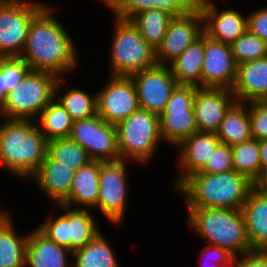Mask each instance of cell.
I'll use <instances>...</instances> for the list:
<instances>
[{
  "mask_svg": "<svg viewBox=\"0 0 267 267\" xmlns=\"http://www.w3.org/2000/svg\"><path fill=\"white\" fill-rule=\"evenodd\" d=\"M54 5L47 3L33 18L20 57L28 63L31 70L69 77L79 69L80 57L76 50L79 47L67 31L68 27L55 16L57 5Z\"/></svg>",
  "mask_w": 267,
  "mask_h": 267,
  "instance_id": "obj_1",
  "label": "cell"
},
{
  "mask_svg": "<svg viewBox=\"0 0 267 267\" xmlns=\"http://www.w3.org/2000/svg\"><path fill=\"white\" fill-rule=\"evenodd\" d=\"M48 140L35 120L0 117V168L18 178L29 180L47 156Z\"/></svg>",
  "mask_w": 267,
  "mask_h": 267,
  "instance_id": "obj_2",
  "label": "cell"
},
{
  "mask_svg": "<svg viewBox=\"0 0 267 267\" xmlns=\"http://www.w3.org/2000/svg\"><path fill=\"white\" fill-rule=\"evenodd\" d=\"M253 187L247 177L232 170L219 174L194 173L174 191L183 196L184 208L242 209Z\"/></svg>",
  "mask_w": 267,
  "mask_h": 267,
  "instance_id": "obj_3",
  "label": "cell"
},
{
  "mask_svg": "<svg viewBox=\"0 0 267 267\" xmlns=\"http://www.w3.org/2000/svg\"><path fill=\"white\" fill-rule=\"evenodd\" d=\"M193 236L227 249L234 256L251 250L242 209L185 208Z\"/></svg>",
  "mask_w": 267,
  "mask_h": 267,
  "instance_id": "obj_4",
  "label": "cell"
},
{
  "mask_svg": "<svg viewBox=\"0 0 267 267\" xmlns=\"http://www.w3.org/2000/svg\"><path fill=\"white\" fill-rule=\"evenodd\" d=\"M114 29L110 38L109 76H126L157 65L156 49L140 35L131 20H124L114 14Z\"/></svg>",
  "mask_w": 267,
  "mask_h": 267,
  "instance_id": "obj_5",
  "label": "cell"
},
{
  "mask_svg": "<svg viewBox=\"0 0 267 267\" xmlns=\"http://www.w3.org/2000/svg\"><path fill=\"white\" fill-rule=\"evenodd\" d=\"M116 129L120 159L134 162L139 166L153 162L160 143L163 144L159 115L139 107L118 123Z\"/></svg>",
  "mask_w": 267,
  "mask_h": 267,
  "instance_id": "obj_6",
  "label": "cell"
},
{
  "mask_svg": "<svg viewBox=\"0 0 267 267\" xmlns=\"http://www.w3.org/2000/svg\"><path fill=\"white\" fill-rule=\"evenodd\" d=\"M52 211L53 215L48 214V217L35 227L48 239L72 252L83 248L102 230L98 220L94 218L95 215H92L93 210L57 204L53 205Z\"/></svg>",
  "mask_w": 267,
  "mask_h": 267,
  "instance_id": "obj_7",
  "label": "cell"
},
{
  "mask_svg": "<svg viewBox=\"0 0 267 267\" xmlns=\"http://www.w3.org/2000/svg\"><path fill=\"white\" fill-rule=\"evenodd\" d=\"M58 79V76L50 72L30 70L23 80L8 92L0 117L36 120L55 98Z\"/></svg>",
  "mask_w": 267,
  "mask_h": 267,
  "instance_id": "obj_8",
  "label": "cell"
},
{
  "mask_svg": "<svg viewBox=\"0 0 267 267\" xmlns=\"http://www.w3.org/2000/svg\"><path fill=\"white\" fill-rule=\"evenodd\" d=\"M133 163L124 159L100 161L97 210L114 225L113 227L123 226V222L126 221L124 219L128 212L129 183H131L128 180L127 168Z\"/></svg>",
  "mask_w": 267,
  "mask_h": 267,
  "instance_id": "obj_9",
  "label": "cell"
},
{
  "mask_svg": "<svg viewBox=\"0 0 267 267\" xmlns=\"http://www.w3.org/2000/svg\"><path fill=\"white\" fill-rule=\"evenodd\" d=\"M43 1L0 0V57L21 56L33 18Z\"/></svg>",
  "mask_w": 267,
  "mask_h": 267,
  "instance_id": "obj_10",
  "label": "cell"
},
{
  "mask_svg": "<svg viewBox=\"0 0 267 267\" xmlns=\"http://www.w3.org/2000/svg\"><path fill=\"white\" fill-rule=\"evenodd\" d=\"M195 85L178 84L172 91L164 111L159 115L163 143L176 148L183 140L198 132L193 103Z\"/></svg>",
  "mask_w": 267,
  "mask_h": 267,
  "instance_id": "obj_11",
  "label": "cell"
},
{
  "mask_svg": "<svg viewBox=\"0 0 267 267\" xmlns=\"http://www.w3.org/2000/svg\"><path fill=\"white\" fill-rule=\"evenodd\" d=\"M69 138L86 150L92 160L120 159L116 125L106 122L98 114L73 121Z\"/></svg>",
  "mask_w": 267,
  "mask_h": 267,
  "instance_id": "obj_12",
  "label": "cell"
},
{
  "mask_svg": "<svg viewBox=\"0 0 267 267\" xmlns=\"http://www.w3.org/2000/svg\"><path fill=\"white\" fill-rule=\"evenodd\" d=\"M97 93V114L117 125L139 108L138 95L131 77L108 76Z\"/></svg>",
  "mask_w": 267,
  "mask_h": 267,
  "instance_id": "obj_13",
  "label": "cell"
},
{
  "mask_svg": "<svg viewBox=\"0 0 267 267\" xmlns=\"http://www.w3.org/2000/svg\"><path fill=\"white\" fill-rule=\"evenodd\" d=\"M203 33V16L198 6L186 15L173 17L156 48L157 64L169 66Z\"/></svg>",
  "mask_w": 267,
  "mask_h": 267,
  "instance_id": "obj_14",
  "label": "cell"
},
{
  "mask_svg": "<svg viewBox=\"0 0 267 267\" xmlns=\"http://www.w3.org/2000/svg\"><path fill=\"white\" fill-rule=\"evenodd\" d=\"M135 84L139 107L160 115L178 85L170 66L156 65L130 76Z\"/></svg>",
  "mask_w": 267,
  "mask_h": 267,
  "instance_id": "obj_15",
  "label": "cell"
},
{
  "mask_svg": "<svg viewBox=\"0 0 267 267\" xmlns=\"http://www.w3.org/2000/svg\"><path fill=\"white\" fill-rule=\"evenodd\" d=\"M237 65L230 44L212 40L205 35L201 88L231 90L236 80Z\"/></svg>",
  "mask_w": 267,
  "mask_h": 267,
  "instance_id": "obj_16",
  "label": "cell"
},
{
  "mask_svg": "<svg viewBox=\"0 0 267 267\" xmlns=\"http://www.w3.org/2000/svg\"><path fill=\"white\" fill-rule=\"evenodd\" d=\"M215 0H198L197 6L203 16V32L210 39L232 44L247 28V15L240 10H220Z\"/></svg>",
  "mask_w": 267,
  "mask_h": 267,
  "instance_id": "obj_17",
  "label": "cell"
},
{
  "mask_svg": "<svg viewBox=\"0 0 267 267\" xmlns=\"http://www.w3.org/2000/svg\"><path fill=\"white\" fill-rule=\"evenodd\" d=\"M220 143L215 132H196L183 140L175 149L176 177L172 179L171 187L175 190L185 179L198 172L210 158L215 147Z\"/></svg>",
  "mask_w": 267,
  "mask_h": 267,
  "instance_id": "obj_18",
  "label": "cell"
},
{
  "mask_svg": "<svg viewBox=\"0 0 267 267\" xmlns=\"http://www.w3.org/2000/svg\"><path fill=\"white\" fill-rule=\"evenodd\" d=\"M236 101L230 89L198 87L193 103L198 131L216 133L227 111Z\"/></svg>",
  "mask_w": 267,
  "mask_h": 267,
  "instance_id": "obj_19",
  "label": "cell"
},
{
  "mask_svg": "<svg viewBox=\"0 0 267 267\" xmlns=\"http://www.w3.org/2000/svg\"><path fill=\"white\" fill-rule=\"evenodd\" d=\"M74 174L75 171L70 167L59 165V162L46 156L37 173L29 181L34 182V186L49 199L50 204L57 205L69 197Z\"/></svg>",
  "mask_w": 267,
  "mask_h": 267,
  "instance_id": "obj_20",
  "label": "cell"
},
{
  "mask_svg": "<svg viewBox=\"0 0 267 267\" xmlns=\"http://www.w3.org/2000/svg\"><path fill=\"white\" fill-rule=\"evenodd\" d=\"M231 91L239 102L267 100V57L238 64Z\"/></svg>",
  "mask_w": 267,
  "mask_h": 267,
  "instance_id": "obj_21",
  "label": "cell"
},
{
  "mask_svg": "<svg viewBox=\"0 0 267 267\" xmlns=\"http://www.w3.org/2000/svg\"><path fill=\"white\" fill-rule=\"evenodd\" d=\"M31 231L28 232L25 267H70L73 264L70 249L48 239L37 228Z\"/></svg>",
  "mask_w": 267,
  "mask_h": 267,
  "instance_id": "obj_22",
  "label": "cell"
},
{
  "mask_svg": "<svg viewBox=\"0 0 267 267\" xmlns=\"http://www.w3.org/2000/svg\"><path fill=\"white\" fill-rule=\"evenodd\" d=\"M246 234L252 251H267V194L253 187L243 204Z\"/></svg>",
  "mask_w": 267,
  "mask_h": 267,
  "instance_id": "obj_23",
  "label": "cell"
},
{
  "mask_svg": "<svg viewBox=\"0 0 267 267\" xmlns=\"http://www.w3.org/2000/svg\"><path fill=\"white\" fill-rule=\"evenodd\" d=\"M100 161L92 160L75 172L69 197L63 205L97 211ZM95 209V210H94Z\"/></svg>",
  "mask_w": 267,
  "mask_h": 267,
  "instance_id": "obj_24",
  "label": "cell"
},
{
  "mask_svg": "<svg viewBox=\"0 0 267 267\" xmlns=\"http://www.w3.org/2000/svg\"><path fill=\"white\" fill-rule=\"evenodd\" d=\"M9 209L0 208V267H25L27 234H18Z\"/></svg>",
  "mask_w": 267,
  "mask_h": 267,
  "instance_id": "obj_25",
  "label": "cell"
},
{
  "mask_svg": "<svg viewBox=\"0 0 267 267\" xmlns=\"http://www.w3.org/2000/svg\"><path fill=\"white\" fill-rule=\"evenodd\" d=\"M67 77H59L56 88L55 98L62 104L70 114L73 121L91 118L97 114V93L90 94L80 87L72 88L65 84ZM66 86V87H65ZM68 87V88H67Z\"/></svg>",
  "mask_w": 267,
  "mask_h": 267,
  "instance_id": "obj_26",
  "label": "cell"
},
{
  "mask_svg": "<svg viewBox=\"0 0 267 267\" xmlns=\"http://www.w3.org/2000/svg\"><path fill=\"white\" fill-rule=\"evenodd\" d=\"M205 54V34L196 39L169 66L178 84L201 88V72Z\"/></svg>",
  "mask_w": 267,
  "mask_h": 267,
  "instance_id": "obj_27",
  "label": "cell"
},
{
  "mask_svg": "<svg viewBox=\"0 0 267 267\" xmlns=\"http://www.w3.org/2000/svg\"><path fill=\"white\" fill-rule=\"evenodd\" d=\"M102 230L83 248L73 252L72 267H121L111 242Z\"/></svg>",
  "mask_w": 267,
  "mask_h": 267,
  "instance_id": "obj_28",
  "label": "cell"
},
{
  "mask_svg": "<svg viewBox=\"0 0 267 267\" xmlns=\"http://www.w3.org/2000/svg\"><path fill=\"white\" fill-rule=\"evenodd\" d=\"M219 141L230 146L252 138L249 102L236 101L227 111L225 118L216 131Z\"/></svg>",
  "mask_w": 267,
  "mask_h": 267,
  "instance_id": "obj_29",
  "label": "cell"
},
{
  "mask_svg": "<svg viewBox=\"0 0 267 267\" xmlns=\"http://www.w3.org/2000/svg\"><path fill=\"white\" fill-rule=\"evenodd\" d=\"M35 121L48 141L69 138L73 126L70 114L56 98L43 109Z\"/></svg>",
  "mask_w": 267,
  "mask_h": 267,
  "instance_id": "obj_30",
  "label": "cell"
},
{
  "mask_svg": "<svg viewBox=\"0 0 267 267\" xmlns=\"http://www.w3.org/2000/svg\"><path fill=\"white\" fill-rule=\"evenodd\" d=\"M231 147L234 170L254 183L262 171L259 140L251 138Z\"/></svg>",
  "mask_w": 267,
  "mask_h": 267,
  "instance_id": "obj_31",
  "label": "cell"
},
{
  "mask_svg": "<svg viewBox=\"0 0 267 267\" xmlns=\"http://www.w3.org/2000/svg\"><path fill=\"white\" fill-rule=\"evenodd\" d=\"M47 156L52 161L70 167L75 172L92 161L86 150L70 138L48 141Z\"/></svg>",
  "mask_w": 267,
  "mask_h": 267,
  "instance_id": "obj_32",
  "label": "cell"
},
{
  "mask_svg": "<svg viewBox=\"0 0 267 267\" xmlns=\"http://www.w3.org/2000/svg\"><path fill=\"white\" fill-rule=\"evenodd\" d=\"M172 18L166 12L150 9L135 15L131 22L138 28L141 37L156 49L161 44Z\"/></svg>",
  "mask_w": 267,
  "mask_h": 267,
  "instance_id": "obj_33",
  "label": "cell"
},
{
  "mask_svg": "<svg viewBox=\"0 0 267 267\" xmlns=\"http://www.w3.org/2000/svg\"><path fill=\"white\" fill-rule=\"evenodd\" d=\"M237 64L267 57V43L248 29L231 44Z\"/></svg>",
  "mask_w": 267,
  "mask_h": 267,
  "instance_id": "obj_34",
  "label": "cell"
},
{
  "mask_svg": "<svg viewBox=\"0 0 267 267\" xmlns=\"http://www.w3.org/2000/svg\"><path fill=\"white\" fill-rule=\"evenodd\" d=\"M107 10L116 17L131 20L142 11L158 10V0H100Z\"/></svg>",
  "mask_w": 267,
  "mask_h": 267,
  "instance_id": "obj_35",
  "label": "cell"
},
{
  "mask_svg": "<svg viewBox=\"0 0 267 267\" xmlns=\"http://www.w3.org/2000/svg\"><path fill=\"white\" fill-rule=\"evenodd\" d=\"M232 147L220 142L208 158L206 164L196 173L219 174L232 171Z\"/></svg>",
  "mask_w": 267,
  "mask_h": 267,
  "instance_id": "obj_36",
  "label": "cell"
},
{
  "mask_svg": "<svg viewBox=\"0 0 267 267\" xmlns=\"http://www.w3.org/2000/svg\"><path fill=\"white\" fill-rule=\"evenodd\" d=\"M249 119L252 138L267 139V100L249 102Z\"/></svg>",
  "mask_w": 267,
  "mask_h": 267,
  "instance_id": "obj_37",
  "label": "cell"
},
{
  "mask_svg": "<svg viewBox=\"0 0 267 267\" xmlns=\"http://www.w3.org/2000/svg\"><path fill=\"white\" fill-rule=\"evenodd\" d=\"M202 250L198 259L199 267H230L235 257L227 249L208 243Z\"/></svg>",
  "mask_w": 267,
  "mask_h": 267,
  "instance_id": "obj_38",
  "label": "cell"
},
{
  "mask_svg": "<svg viewBox=\"0 0 267 267\" xmlns=\"http://www.w3.org/2000/svg\"><path fill=\"white\" fill-rule=\"evenodd\" d=\"M30 70L28 63L20 56L6 57L7 94L23 80Z\"/></svg>",
  "mask_w": 267,
  "mask_h": 267,
  "instance_id": "obj_39",
  "label": "cell"
},
{
  "mask_svg": "<svg viewBox=\"0 0 267 267\" xmlns=\"http://www.w3.org/2000/svg\"><path fill=\"white\" fill-rule=\"evenodd\" d=\"M252 11L247 14V28L267 43V5Z\"/></svg>",
  "mask_w": 267,
  "mask_h": 267,
  "instance_id": "obj_40",
  "label": "cell"
},
{
  "mask_svg": "<svg viewBox=\"0 0 267 267\" xmlns=\"http://www.w3.org/2000/svg\"><path fill=\"white\" fill-rule=\"evenodd\" d=\"M198 0H158V10L180 17L197 7Z\"/></svg>",
  "mask_w": 267,
  "mask_h": 267,
  "instance_id": "obj_41",
  "label": "cell"
},
{
  "mask_svg": "<svg viewBox=\"0 0 267 267\" xmlns=\"http://www.w3.org/2000/svg\"><path fill=\"white\" fill-rule=\"evenodd\" d=\"M230 267H267V251H250L235 256Z\"/></svg>",
  "mask_w": 267,
  "mask_h": 267,
  "instance_id": "obj_42",
  "label": "cell"
},
{
  "mask_svg": "<svg viewBox=\"0 0 267 267\" xmlns=\"http://www.w3.org/2000/svg\"><path fill=\"white\" fill-rule=\"evenodd\" d=\"M7 97L6 57H0V111Z\"/></svg>",
  "mask_w": 267,
  "mask_h": 267,
  "instance_id": "obj_43",
  "label": "cell"
},
{
  "mask_svg": "<svg viewBox=\"0 0 267 267\" xmlns=\"http://www.w3.org/2000/svg\"><path fill=\"white\" fill-rule=\"evenodd\" d=\"M254 187L258 191L267 194V168L261 171L260 176L254 182Z\"/></svg>",
  "mask_w": 267,
  "mask_h": 267,
  "instance_id": "obj_44",
  "label": "cell"
},
{
  "mask_svg": "<svg viewBox=\"0 0 267 267\" xmlns=\"http://www.w3.org/2000/svg\"><path fill=\"white\" fill-rule=\"evenodd\" d=\"M262 170L267 168V139L259 141Z\"/></svg>",
  "mask_w": 267,
  "mask_h": 267,
  "instance_id": "obj_45",
  "label": "cell"
}]
</instances>
